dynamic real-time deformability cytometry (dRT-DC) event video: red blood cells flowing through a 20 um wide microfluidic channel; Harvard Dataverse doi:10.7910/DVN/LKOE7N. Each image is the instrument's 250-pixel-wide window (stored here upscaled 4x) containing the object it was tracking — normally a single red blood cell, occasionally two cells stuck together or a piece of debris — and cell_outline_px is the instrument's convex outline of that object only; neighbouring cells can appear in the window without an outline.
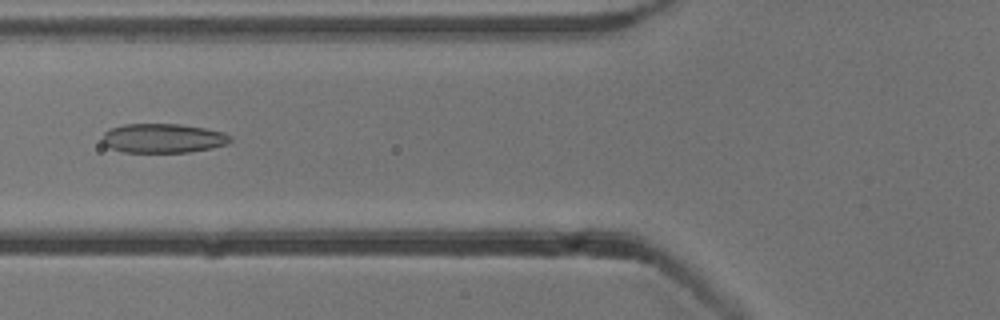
{"species": "common noctule bat (a hibernating species)", "species_latin": "Nyctalus noctula", "temperature_condition": "cold", "stored_images_in_passage": 22, "camera_frame_rate_fps": 3000, "um_per_image_px": 0.085, "animal": {"sex": "male", "body_mass_g": 13.3}, "frame": {"image": 1, "passage_image": 9, "time_ms": 2.667, "image_size_px": [1000, 320], "cell_outline_px": [[232, 140], [228, 144], [212, 148], [188, 152], [124, 152], [112, 148], [104, 144], [100, 140], [104, 132], [108, 128], [124, 124], [180, 124], [204, 128], [224, 132], [232, 136]], "centroid_in_image_um": [13.85, 11.74], "position_along_channel_um": 111.9, "area_um2": 22.02}}
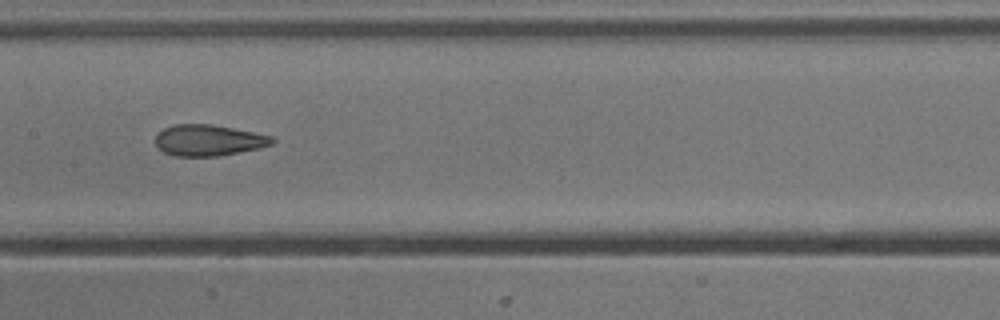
{"frame": {"image": 2, "passage_image": 15, "time_ms": 4.667, "image_size_px": [1000, 320], "cell_outline_px": [[276, 140], [272, 144], [260, 148], [240, 152], [216, 156], [172, 156], [164, 152], [156, 144], [156, 136], [164, 128], [176, 124], [212, 124], [272, 136]], "centroid_in_image_um": [17.74, 11.93], "position_along_channel_um": 189.7, "area_um2": 21.04}}
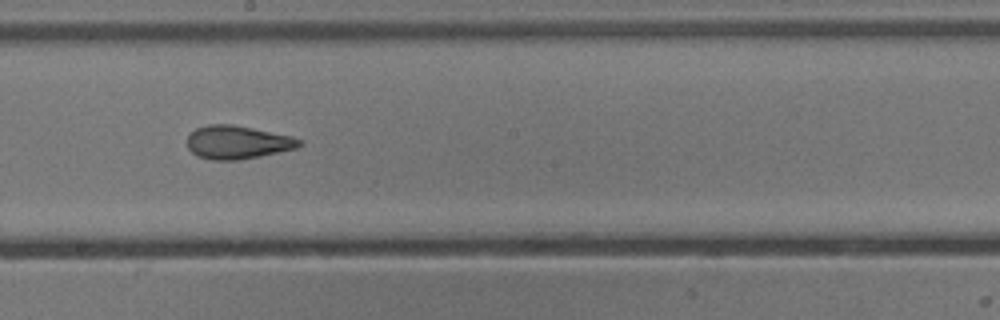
{"frame": {"image": 3, "passage_image": 18, "time_ms": 5.667, "image_size_px": [1000, 320], "cell_outline_px": [[304, 144], [296, 148], [260, 156], [240, 160], [212, 160], [196, 156], [188, 148], [188, 136], [196, 128], [208, 124], [232, 124], [292, 136], [304, 140]], "centroid_in_image_um": [20.21, 12.1], "position_along_channel_um": 228.0, "area_um2": 21.85}}